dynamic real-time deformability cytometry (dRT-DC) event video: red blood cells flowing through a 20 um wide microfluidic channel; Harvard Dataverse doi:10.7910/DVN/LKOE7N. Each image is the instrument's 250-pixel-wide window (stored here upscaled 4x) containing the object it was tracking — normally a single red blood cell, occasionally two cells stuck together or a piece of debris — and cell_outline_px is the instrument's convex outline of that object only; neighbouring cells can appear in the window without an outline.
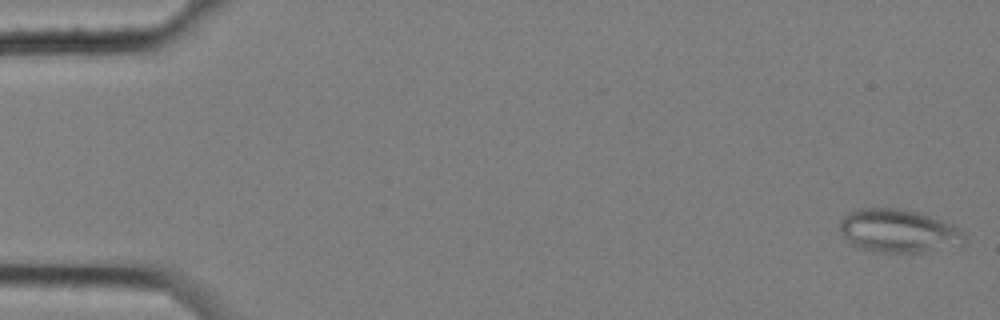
{"species": "common noctule bat (a hibernating species)", "species_latin": "Nyctalus noctula", "temperature_condition": "cold", "stored_images_in_passage": 7, "camera_frame_rate_fps": 3000, "um_per_image_px": 0.085, "animal": {"sex": "female", "body_mass_g": 25.1}, "frame": {"image": 1, "passage_image": 1, "time_ms": 0.0, "image_size_px": [1000, 320], "cell_outline_px": [[964, 244], [920, 252], [884, 252], [860, 248], [852, 244], [840, 232], [840, 220], [852, 208], [904, 208], [920, 212], [952, 224], [964, 232]], "centroid_in_image_um": [76.35, 19.59], "position_along_channel_um": 8.7, "area_um2": 31.44}}